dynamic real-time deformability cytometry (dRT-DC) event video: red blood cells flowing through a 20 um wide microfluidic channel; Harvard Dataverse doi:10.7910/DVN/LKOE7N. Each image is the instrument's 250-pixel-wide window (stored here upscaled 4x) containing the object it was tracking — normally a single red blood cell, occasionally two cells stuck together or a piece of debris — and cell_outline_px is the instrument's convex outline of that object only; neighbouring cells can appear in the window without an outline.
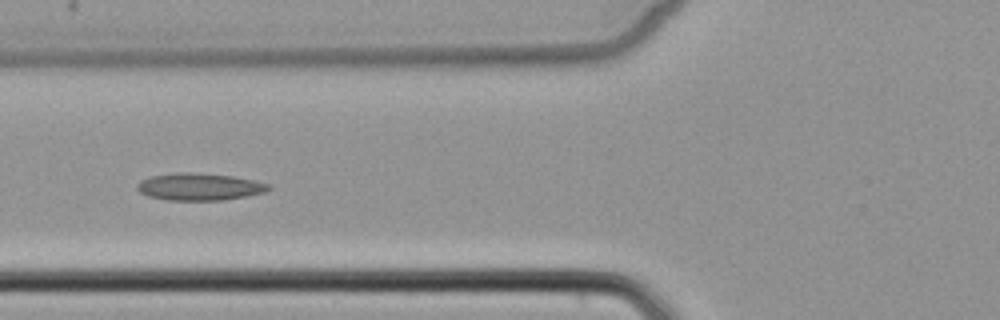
{"species": "common noctule bat (a hibernating species)", "species_latin": "Nyctalus noctula", "temperature_condition": "cold", "stored_images_in_passage": 4, "camera_frame_rate_fps": 3000, "um_per_image_px": 0.085, "animal": {"sex": "female", "body_mass_g": 22.7, "forearm_length_mm": 54.2}, "frame": {"image": 1, "passage_image": 4, "time_ms": 5.333, "image_size_px": [1000, 320], "cell_outline_px": [[272, 188], [264, 192], [224, 200], [168, 200], [148, 196], [140, 192], [136, 188], [136, 184], [140, 180], [152, 176], [180, 172], [188, 172], [232, 176], [252, 180], [268, 184]], "centroid_in_image_um": [16.91, 15.87], "position_along_channel_um": 108.9, "area_um2": 20.58}}